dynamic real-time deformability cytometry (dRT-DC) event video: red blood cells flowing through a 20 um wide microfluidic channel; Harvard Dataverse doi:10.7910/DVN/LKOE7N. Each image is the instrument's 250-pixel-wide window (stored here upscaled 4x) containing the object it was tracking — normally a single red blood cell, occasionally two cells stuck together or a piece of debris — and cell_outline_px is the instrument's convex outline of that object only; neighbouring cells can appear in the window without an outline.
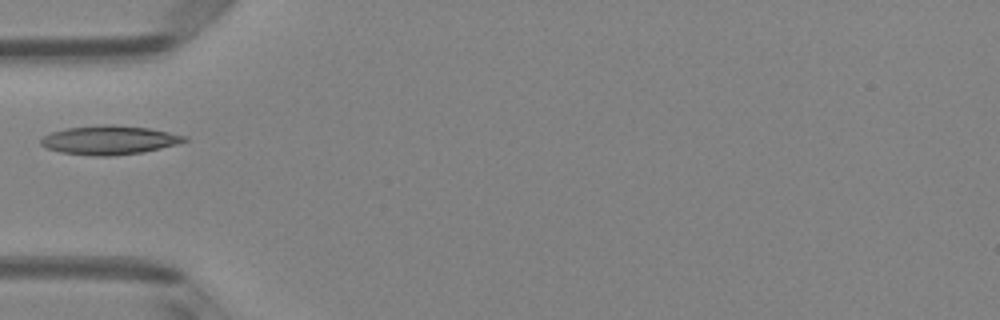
{"species": "Egyptian fruit bat (a non-hibernating species)", "species_latin": "Rousettus aegyptiacus", "temperature_condition": "room temperature", "stored_images_in_passage": 5, "camera_frame_rate_fps": 3000, "um_per_image_px": 0.085, "animal": {"sex": "female"}, "frame": {"image": 1, "passage_image": 5, "time_ms": 1.333, "image_size_px": [1000, 320], "cell_outline_px": [[188, 140], [176, 144], [144, 152], [112, 156], [92, 156], [60, 152], [48, 148], [40, 144], [40, 140], [44, 136], [52, 132], [68, 128], [100, 124], [112, 124], [148, 128], [188, 136]], "centroid_in_image_um": [9.3, 11.9], "position_along_channel_um": 75.7, "area_um2": 24.16}}